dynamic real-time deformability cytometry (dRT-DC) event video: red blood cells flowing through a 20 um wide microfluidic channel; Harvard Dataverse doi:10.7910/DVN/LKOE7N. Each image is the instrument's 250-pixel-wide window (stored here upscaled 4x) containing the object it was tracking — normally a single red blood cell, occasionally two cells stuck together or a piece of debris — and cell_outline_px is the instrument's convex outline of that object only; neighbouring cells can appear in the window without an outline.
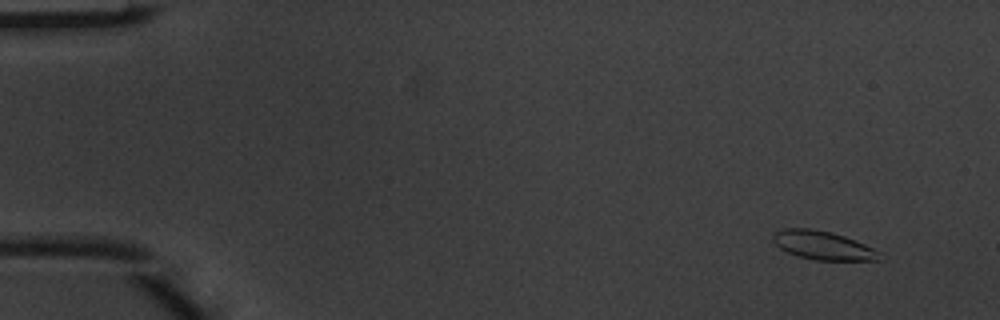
{"species": "common noctule bat (a hibernating species)", "species_latin": "Nyctalus noctula", "temperature_condition": "warm", "stored_images_in_passage": 4, "camera_frame_rate_fps": 3000, "um_per_image_px": 0.085, "animal": {"sex": "male", "body_mass_g": 20.1, "forearm_length_mm": 53.5}, "frame": {"image": 1, "passage_image": 2, "time_ms": 0.333, "image_size_px": [1000, 320], "cell_outline_px": [[880, 260], [816, 260], [800, 256], [788, 252], [780, 248], [772, 240], [772, 236], [776, 232], [784, 228], [808, 228], [832, 232], [856, 240], [880, 252]], "centroid_in_image_um": [69.94, 20.85], "position_along_channel_um": 15.1, "area_um2": 17.57}}